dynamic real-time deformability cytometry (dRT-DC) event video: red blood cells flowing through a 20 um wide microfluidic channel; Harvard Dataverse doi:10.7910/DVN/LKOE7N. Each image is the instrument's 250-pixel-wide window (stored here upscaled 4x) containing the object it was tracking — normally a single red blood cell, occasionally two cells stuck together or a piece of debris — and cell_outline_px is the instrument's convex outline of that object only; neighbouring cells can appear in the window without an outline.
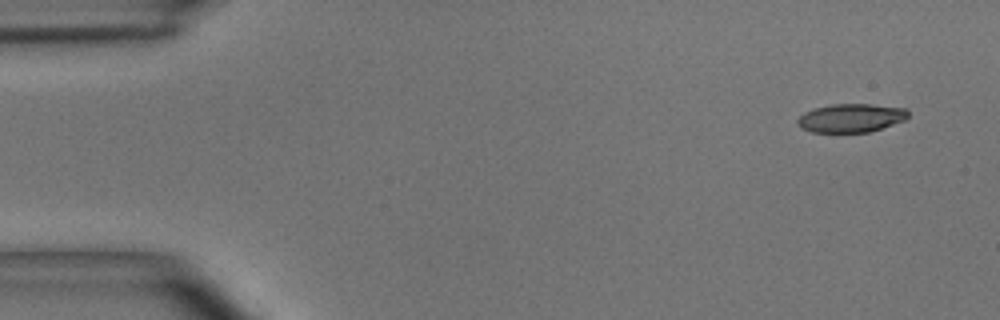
{"species": "common noctule bat (a hibernating species)", "species_latin": "Nyctalus noctula", "temperature_condition": "room temperature", "stored_images_in_passage": 3, "camera_frame_rate_fps": 3000, "um_per_image_px": 0.085, "animal": {"sex": "male", "body_mass_g": 15.6}, "frame": {"image": 1, "passage_image": 1, "time_ms": 0.0, "image_size_px": [1000, 320], "cell_outline_px": [[908, 116], [904, 120], [868, 132], [812, 132], [800, 128], [796, 120], [804, 112], [812, 108], [832, 104], [872, 104], [904, 108], [908, 112]], "centroid_in_image_um": [72.28, 10.02], "position_along_channel_um": 12.7, "area_um2": 18.32}}